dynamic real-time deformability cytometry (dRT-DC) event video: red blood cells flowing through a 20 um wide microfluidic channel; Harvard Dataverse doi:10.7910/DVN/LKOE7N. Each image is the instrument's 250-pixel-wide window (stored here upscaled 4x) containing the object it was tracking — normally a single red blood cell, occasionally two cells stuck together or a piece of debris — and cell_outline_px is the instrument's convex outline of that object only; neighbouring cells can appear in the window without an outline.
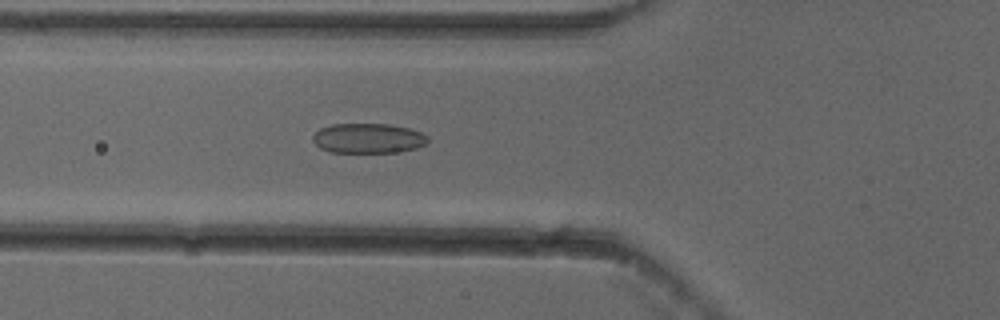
{"species": "common noctule bat (a hibernating species)", "species_latin": "Nyctalus noctula", "temperature_condition": "cold", "stored_images_in_passage": 42, "camera_frame_rate_fps": 3000, "um_per_image_px": 0.085, "animal": {"sex": "female"}, "frame": {"image": 1, "passage_image": 8, "time_ms": 2.333, "image_size_px": [1000, 320], "cell_outline_px": [[428, 140], [424, 144], [416, 148], [396, 152], [328, 152], [320, 148], [312, 140], [312, 136], [320, 128], [332, 124], [388, 124], [408, 128], [420, 132], [428, 136]], "centroid_in_image_um": [31.26, 11.75], "position_along_channel_um": 94.5, "area_um2": 19.94}}
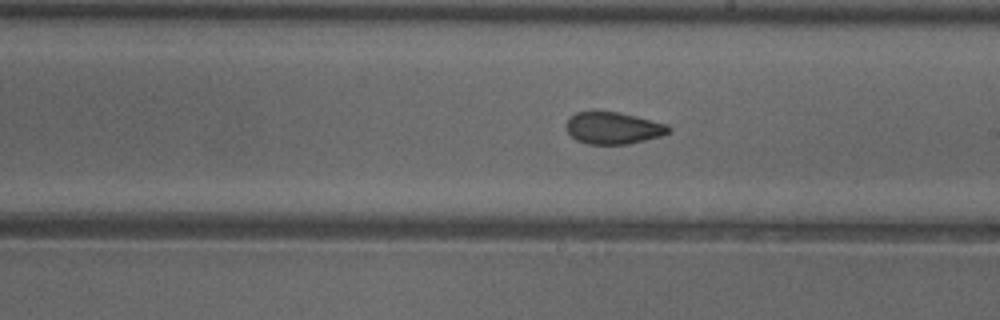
{"frame": {"image": 2, "passage_image": 19, "time_ms": 6.0, "image_size_px": [1000, 320], "cell_outline_px": [[672, 128], [668, 132], [660, 136], [628, 144], [588, 144], [576, 140], [568, 132], [564, 124], [568, 116], [576, 112], [616, 112], [636, 116], [668, 124]], "centroid_in_image_um": [52.09, 10.88], "position_along_channel_um": 236.9, "area_um2": 19.07}}
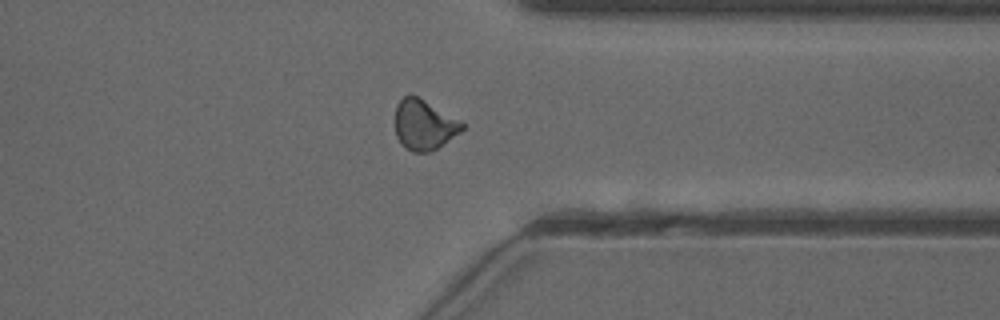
{"frame": {"image": 3, "passage_image": 30, "time_ms": 9.667, "image_size_px": [1000, 320], "cell_outline_px": [[464, 128], [460, 132], [432, 152], [412, 152], [400, 144], [396, 136], [396, 104], [404, 96], [416, 96], [424, 100], [460, 120], [464, 124]], "centroid_in_image_um": [36.04, 10.64], "position_along_channel_um": 375.4, "area_um2": 19.42}, "authors_computed_cell_mechanics": {"area_um2": 19.5942, "velocity_mm_per_s": 3.8578, "shape_relaxation_time_tau1_ms": null, "shape_relaxation_time_tau2_ms": 2.2275, "deformation_change_tau1": null, "deformation_change_tau2": 0.0786}}